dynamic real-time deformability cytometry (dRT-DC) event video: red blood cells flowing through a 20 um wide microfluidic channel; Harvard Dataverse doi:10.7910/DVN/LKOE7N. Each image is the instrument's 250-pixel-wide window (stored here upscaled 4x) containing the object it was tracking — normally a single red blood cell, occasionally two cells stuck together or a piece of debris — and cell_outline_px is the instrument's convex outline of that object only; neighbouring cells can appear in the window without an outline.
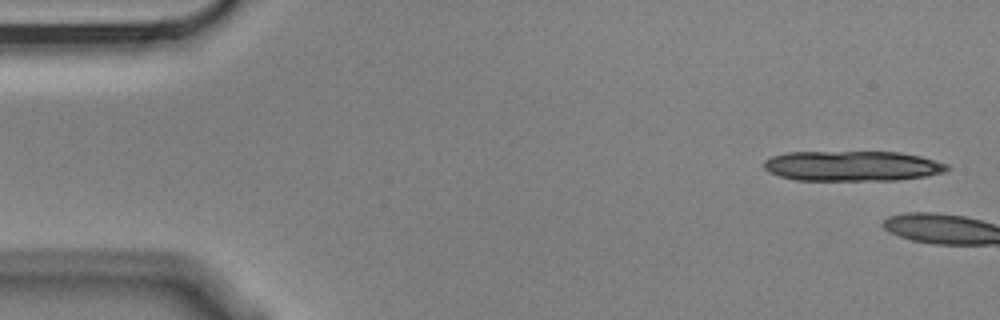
{"species": "Egyptian fruit bat (a non-hibernating species)", "species_latin": "Rousettus aegyptiacus", "temperature_condition": "cold", "stored_images_in_passage": 2, "camera_frame_rate_fps": 3000, "um_per_image_px": 0.085, "animal": {"sex": "male"}, "frame": {"image": 1, "passage_image": 1, "time_ms": 0.0, "image_size_px": [1000, 320], "cell_outline_px": [[952, 168], [944, 172], [928, 176], [896, 180], [796, 180], [780, 176], [768, 172], [764, 168], [764, 160], [772, 156], [784, 152], [900, 152], [920, 156], [948, 164]], "centroid_in_image_um": [72.45, 14.11], "position_along_channel_um": 12.5, "area_um2": 32.43}}